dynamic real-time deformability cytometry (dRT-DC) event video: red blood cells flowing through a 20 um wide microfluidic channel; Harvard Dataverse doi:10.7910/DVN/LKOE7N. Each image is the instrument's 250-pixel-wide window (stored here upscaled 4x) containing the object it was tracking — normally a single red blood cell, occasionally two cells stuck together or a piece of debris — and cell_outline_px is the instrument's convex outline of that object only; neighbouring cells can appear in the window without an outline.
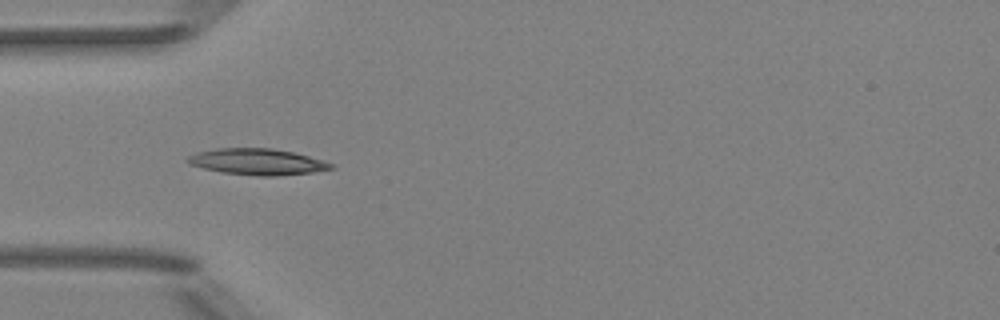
{"species": "Egyptian fruit bat (a non-hibernating species)", "species_latin": "Rousettus aegyptiacus", "temperature_condition": "room temperature", "stored_images_in_passage": 7, "camera_frame_rate_fps": 3000, "um_per_image_px": 0.085, "animal": {"sex": "female"}, "frame": {"image": 1, "passage_image": 5, "time_ms": 4.667, "image_size_px": [1000, 320], "cell_outline_px": [[336, 168], [312, 172], [272, 176], [260, 176], [220, 172], [188, 164], [184, 160], [188, 156], [196, 152], [216, 148], [272, 148], [292, 152], [308, 156], [332, 164]], "centroid_in_image_um": [21.8, 13.74], "position_along_channel_um": 63.2, "area_um2": 21.79}}
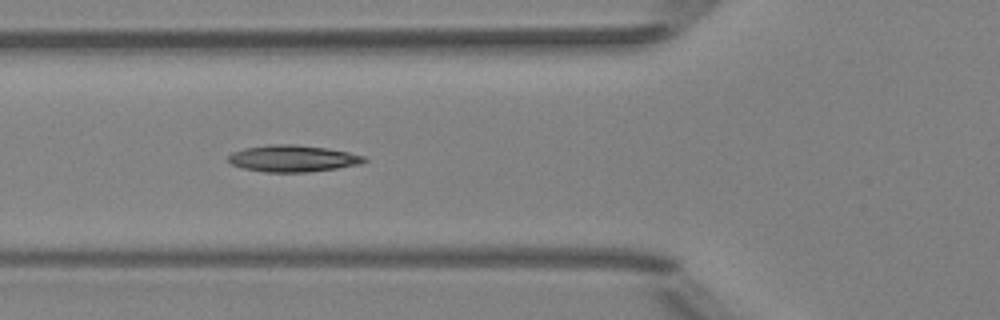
{"frame": {"image": 2, "passage_image": 6, "time_ms": 5.667, "image_size_px": [1000, 320], "cell_outline_px": [[368, 160], [360, 164], [336, 168], [308, 172], [264, 172], [240, 168], [232, 164], [228, 160], [228, 156], [232, 152], [244, 148], [268, 144], [296, 144], [328, 148], [348, 152], [364, 156]], "centroid_in_image_um": [24.86, 13.46], "position_along_channel_um": 100.9, "area_um2": 21.27}}
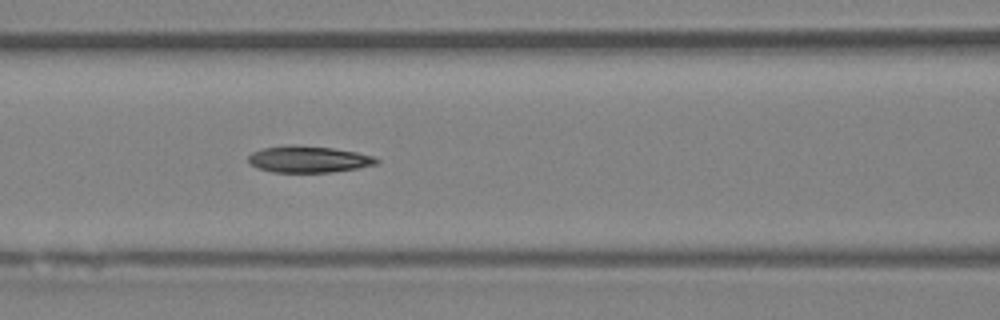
{"frame": {"image": 3, "passage_image": 7, "time_ms": 6.667, "image_size_px": [1000, 320], "cell_outline_px": [[380, 160], [376, 164], [356, 168], [332, 172], [272, 172], [256, 168], [248, 160], [248, 156], [252, 152], [264, 148], [292, 144], [332, 148], [356, 152], [376, 156]], "centroid_in_image_um": [26.23, 13.53], "position_along_channel_um": 140.4, "area_um2": 19.83}}